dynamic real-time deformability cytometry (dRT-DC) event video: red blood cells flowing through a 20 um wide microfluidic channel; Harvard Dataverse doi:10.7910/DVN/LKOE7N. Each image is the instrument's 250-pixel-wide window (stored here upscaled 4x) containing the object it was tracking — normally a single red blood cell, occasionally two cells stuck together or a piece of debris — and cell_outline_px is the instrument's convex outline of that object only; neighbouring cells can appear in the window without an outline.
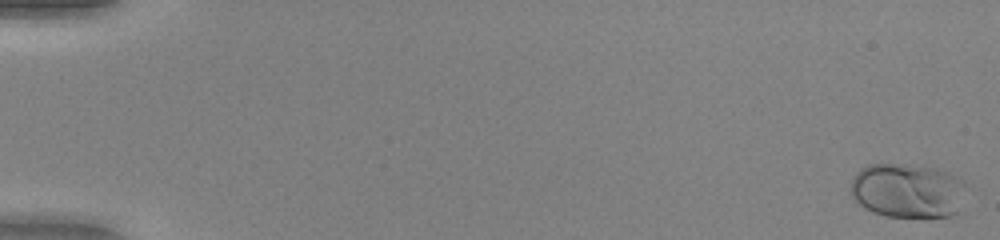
{"species": "human", "species_latin": "Homo sapiens", "temperature_condition": "warm", "stored_images_in_passage": 52, "camera_frame_rate_fps": 3000, "um_per_image_px": 0.085, "donor": {"sex": "female"}, "frame": {"image": 1, "passage_image": 1, "time_ms": 0.0, "image_size_px": [1000, 240], "cell_outline_px": [[964, 184], [956, 212], [952, 216], [884, 216], [872, 212], [856, 204], [852, 196], [852, 176], [860, 168], [868, 164], [908, 164], [936, 168], [948, 172], [964, 180]], "centroid_in_image_um": [77.07, 16.18], "position_along_channel_um": 7.9, "area_um2": 36.53}}
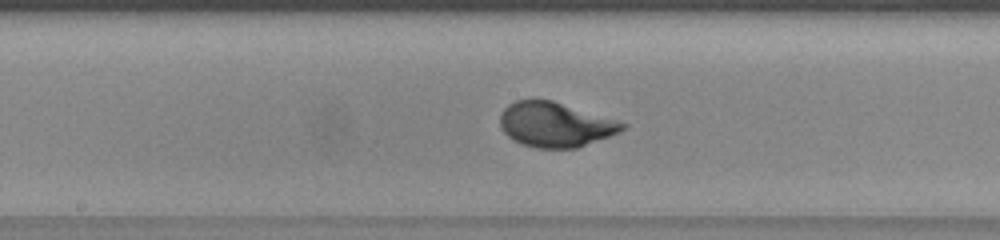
{"frame": {"image": 2, "passage_image": 29, "time_ms": 9.333, "image_size_px": [1000, 240], "cell_outline_px": [[628, 124], [620, 132], [576, 148], [536, 148], [520, 144], [512, 140], [500, 128], [500, 112], [508, 104], [516, 100], [552, 100]], "centroid_in_image_um": [47.14, 10.6], "position_along_channel_um": 201.1, "area_um2": 31.73}}
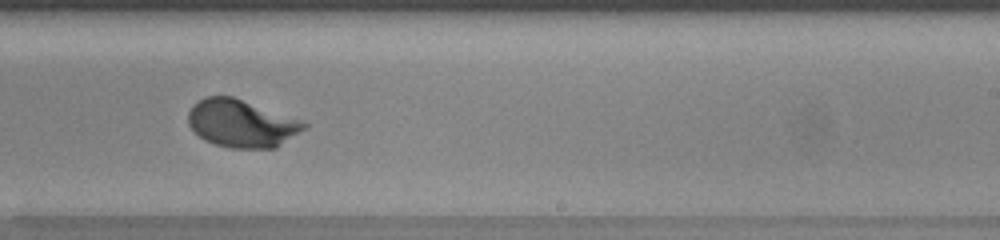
{"frame": {"image": 3, "passage_image": 34, "time_ms": 11.0, "image_size_px": [1000, 240], "cell_outline_px": [[308, 124], [304, 128], [276, 148], [232, 148], [216, 144], [204, 140], [188, 124], [188, 112], [192, 104], [204, 96], [232, 96]], "centroid_in_image_um": [20.45, 10.49], "position_along_channel_um": 268.6, "area_um2": 31.44}, "authors_computed_cell_mechanics": {"area_um2": 31.5299, "velocity_mm_per_s": 4.0627, "shape_relaxation_time_tau1_ms": 2.6781, "shape_relaxation_time_tau2_ms": null, "deformation_change_tau1": 0.1699, "deformation_change_tau2": null}}